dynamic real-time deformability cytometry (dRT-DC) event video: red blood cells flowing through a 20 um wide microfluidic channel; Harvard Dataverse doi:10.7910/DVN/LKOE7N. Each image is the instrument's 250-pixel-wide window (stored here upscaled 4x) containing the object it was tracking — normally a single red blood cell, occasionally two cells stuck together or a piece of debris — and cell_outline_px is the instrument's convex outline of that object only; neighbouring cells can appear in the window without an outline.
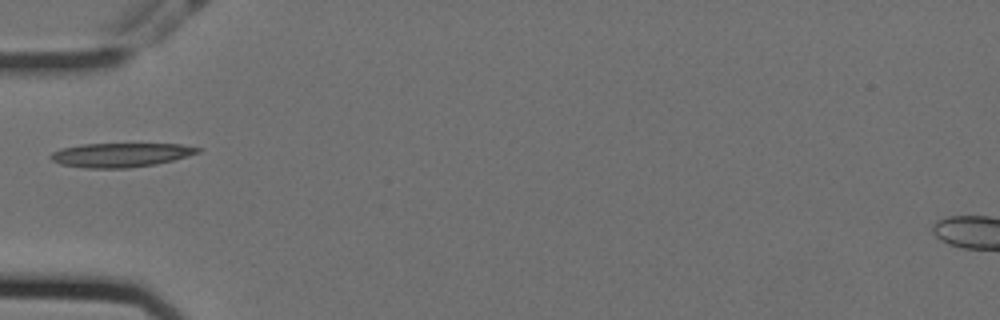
{"species": "Egyptian fruit bat (a non-hibernating species)", "species_latin": "Rousettus aegyptiacus", "temperature_condition": "cold", "stored_images_in_passage": 23, "camera_frame_rate_fps": 3000, "um_per_image_px": 0.085, "animal": {"sex": "female"}, "frame": {"image": 1, "passage_image": 1, "time_ms": 0.0, "image_size_px": [1000, 320], "cell_outline_px": [[204, 148], [200, 152], [188, 156], [156, 164], [128, 168], [84, 168], [60, 164], [52, 160], [48, 156], [52, 152], [60, 148], [84, 144], [180, 144]], "centroid_in_image_um": [10.25, 13.17], "position_along_channel_um": 74.7, "area_um2": 20.75}}
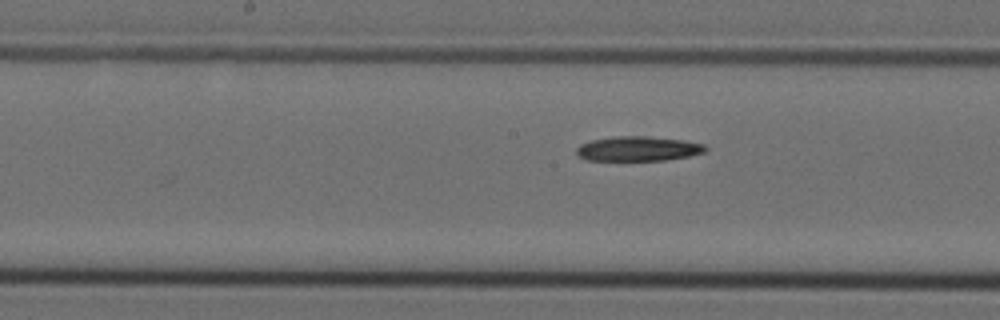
{"frame": {"image": 2, "passage_image": 11, "time_ms": 3.333, "image_size_px": [1000, 320], "cell_outline_px": [[708, 148], [704, 152], [688, 156], [664, 160], [584, 160], [576, 152], [576, 148], [580, 144], [592, 140], [612, 136], [644, 136], [684, 140], [704, 144]], "centroid_in_image_um": [54.22, 12.63], "position_along_channel_um": 194.0, "area_um2": 18.5}}
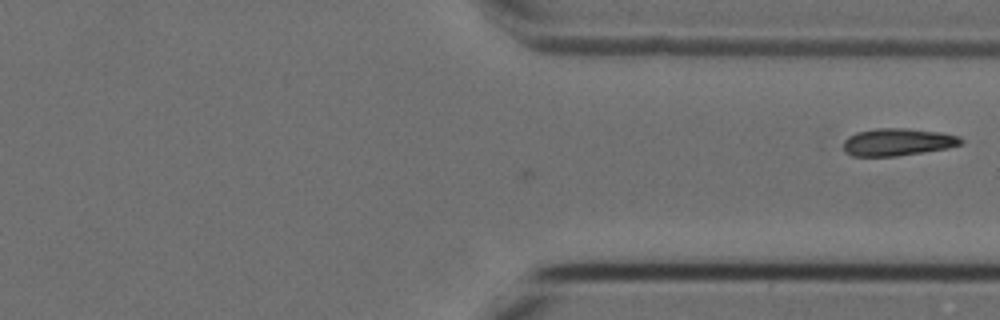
{"frame": {"image": 3, "passage_image": 23, "time_ms": 7.333, "image_size_px": [1000, 320], "cell_outline_px": [[964, 144], [948, 148], [924, 152], [896, 156], [852, 156], [844, 152], [844, 140], [848, 136], [856, 132], [876, 128], [904, 128], [940, 132], [960, 136], [964, 140]], "centroid_in_image_um": [76.32, 12.07], "position_along_channel_um": 335.1, "area_um2": 18.96}}